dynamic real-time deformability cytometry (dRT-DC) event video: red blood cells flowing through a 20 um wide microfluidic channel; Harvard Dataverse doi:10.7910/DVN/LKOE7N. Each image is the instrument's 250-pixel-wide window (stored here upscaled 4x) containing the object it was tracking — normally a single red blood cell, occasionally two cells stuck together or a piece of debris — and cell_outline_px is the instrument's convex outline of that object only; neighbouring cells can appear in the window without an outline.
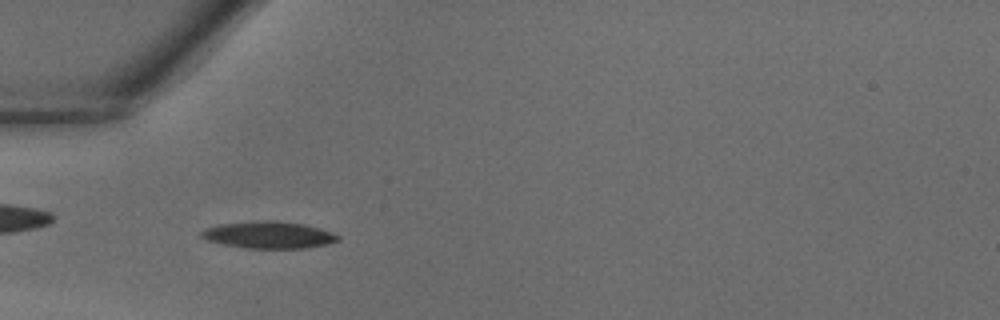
{"species": "common noctule bat (a hibernating species)", "species_latin": "Nyctalus noctula", "temperature_condition": "warm", "stored_images_in_passage": 38, "camera_frame_rate_fps": 3000, "um_per_image_px": 0.085, "animal": {"sex": "male", "body_mass_g": 18.8}, "frame": {"image": 1, "passage_image": 11, "time_ms": 3.333, "image_size_px": [1000, 320], "cell_outline_px": [[340, 240], [328, 244], [308, 248], [244, 248], [224, 244], [208, 240], [200, 236], [200, 232], [204, 228], [220, 224], [256, 220], [276, 220], [304, 224], [320, 228], [332, 232], [340, 236]], "centroid_in_image_um": [22.86, 19.96], "position_along_channel_um": 62.1, "area_um2": 21.68}}
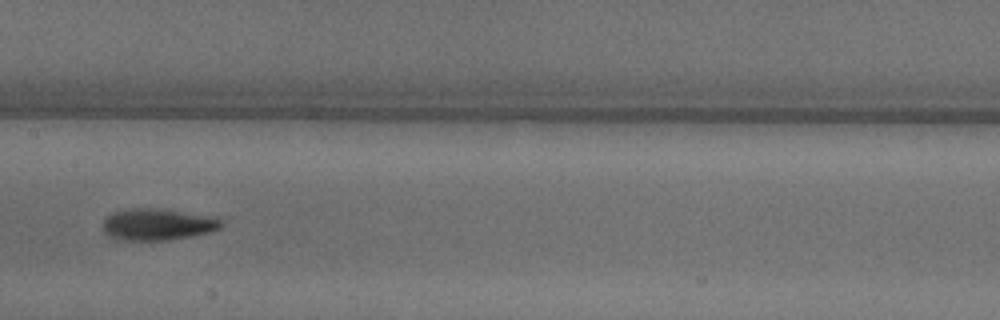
{"frame": {"image": 2, "passage_image": 19, "time_ms": 6.0, "image_size_px": [1000, 320], "cell_outline_px": [[224, 224], [220, 228], [212, 232], [192, 236], [168, 240], [124, 240], [112, 236], [104, 232], [104, 220], [112, 212], [136, 208], [148, 208], [216, 216]], "centroid_in_image_um": [13.46, 19.08], "position_along_channel_um": 193.9, "area_um2": 21.56}}
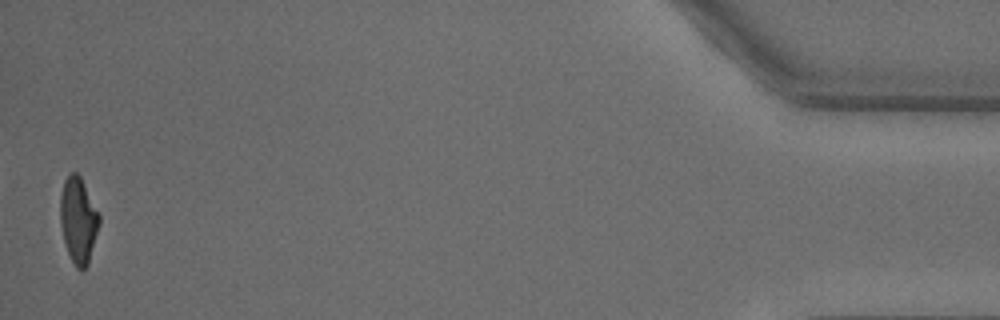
{"frame": {"image": 3, "passage_image": 38, "time_ms": 12.333, "image_size_px": [1000, 320], "cell_outline_px": [[100, 224], [88, 264], [84, 268], [76, 268], [68, 252], [64, 240], [60, 224], [60, 196], [64, 180], [72, 172], [76, 172], [80, 176], [100, 216]], "centroid_in_image_um": [6.65, 18.7], "position_along_channel_um": 428.5, "area_um2": 19.25}}